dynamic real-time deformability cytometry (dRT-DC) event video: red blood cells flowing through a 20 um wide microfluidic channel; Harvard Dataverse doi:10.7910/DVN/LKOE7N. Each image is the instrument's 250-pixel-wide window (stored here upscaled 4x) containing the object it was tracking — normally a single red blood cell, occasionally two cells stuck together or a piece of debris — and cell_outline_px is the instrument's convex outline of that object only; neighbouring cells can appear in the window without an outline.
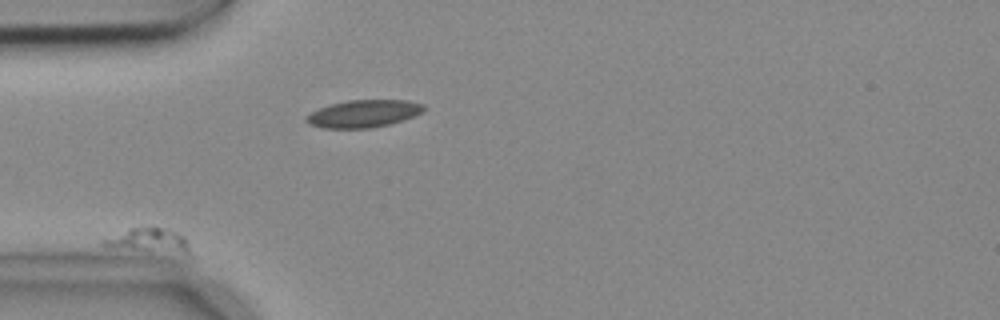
{"species": "common noctule bat (a hibernating species)", "species_latin": "Nyctalus noctula", "temperature_condition": "cold", "stored_images_in_passage": 5, "camera_frame_rate_fps": 3000, "um_per_image_px": 0.085, "animal": {"sex": "female", "body_mass_g": 18.4}, "frame": {"image": 1, "passage_image": 4, "time_ms": 1.0, "image_size_px": [1000, 320], "cell_outline_px": [[188, 252], [112, 248], [100, 244], [100, 240], [132, 228], [168, 228], [184, 236], [188, 244]], "centroid_in_image_um": [12.56, 20.41], "position_along_channel_um": 72.4, "area_um2": 11.44}}